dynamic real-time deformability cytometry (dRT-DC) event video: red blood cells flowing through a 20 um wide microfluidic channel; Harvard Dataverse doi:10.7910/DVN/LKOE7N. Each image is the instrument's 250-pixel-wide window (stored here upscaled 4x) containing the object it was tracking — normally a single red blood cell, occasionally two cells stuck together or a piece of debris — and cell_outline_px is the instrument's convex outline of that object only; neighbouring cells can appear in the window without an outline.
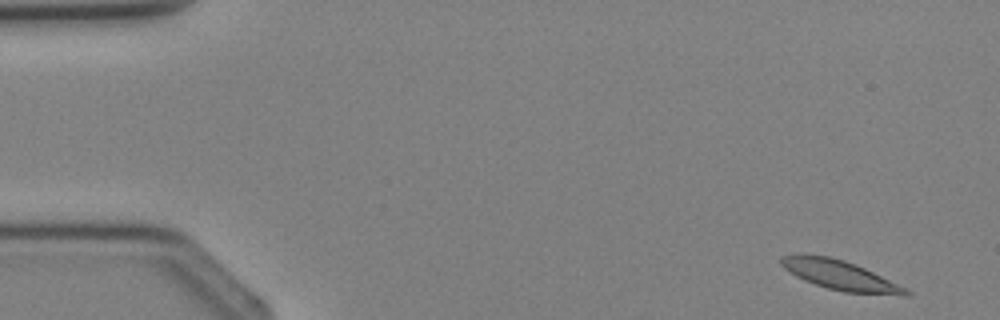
{"species": "Egyptian fruit bat (a non-hibernating species)", "species_latin": "Rousettus aegyptiacus", "temperature_condition": "cold", "stored_images_in_passage": 3, "camera_frame_rate_fps": 3000, "um_per_image_px": 0.085, "animal": {"sex": "female"}, "frame": {"image": 1, "passage_image": 1, "time_ms": 0.0, "image_size_px": [1000, 320], "cell_outline_px": [[912, 292], [908, 296], [844, 292], [828, 288], [804, 280], [796, 276], [784, 268], [780, 264], [780, 256], [828, 256], [844, 260], [864, 268]], "centroid_in_image_um": [71.42, 23.42], "position_along_channel_um": 13.6, "area_um2": 20.69}}
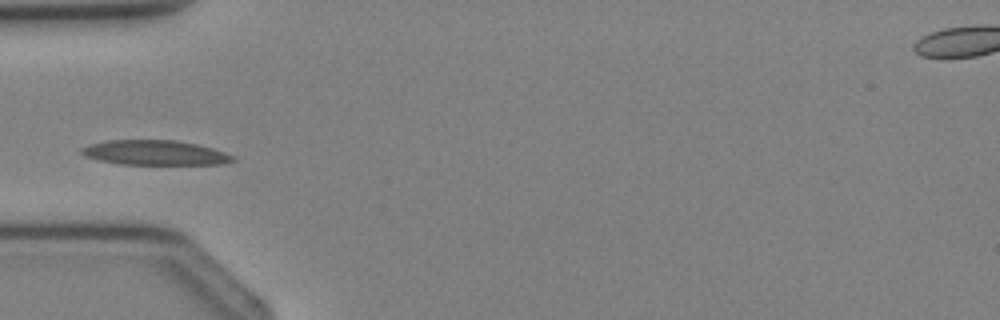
{"frame": {"image": 2, "passage_image": 3, "time_ms": 3.333, "image_size_px": [1000, 320], "cell_outline_px": [[236, 160], [224, 164], [120, 164], [100, 160], [84, 156], [80, 152], [80, 148], [92, 144], [108, 140], [176, 140], [196, 144], [212, 148], [236, 156]], "centroid_in_image_um": [13.2, 12.98], "position_along_channel_um": 71.8, "area_um2": 21.79}}